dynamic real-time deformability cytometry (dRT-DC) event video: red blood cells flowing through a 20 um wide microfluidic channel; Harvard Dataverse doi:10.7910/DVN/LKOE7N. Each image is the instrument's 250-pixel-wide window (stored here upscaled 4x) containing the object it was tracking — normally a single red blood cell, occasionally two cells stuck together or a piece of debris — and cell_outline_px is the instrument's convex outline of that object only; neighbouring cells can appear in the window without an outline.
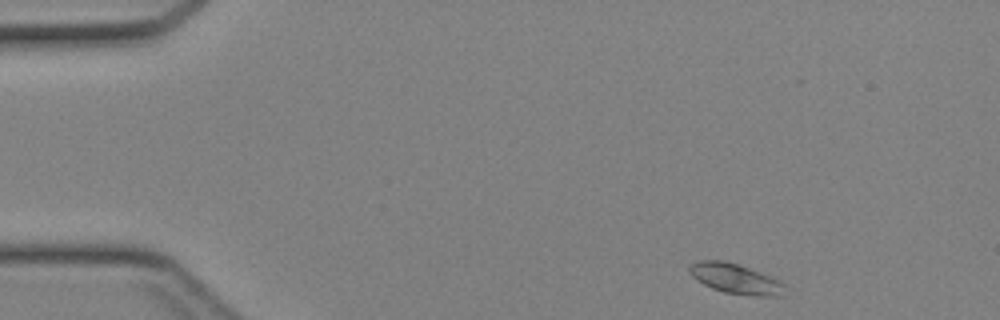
{"species": "Egyptian fruit bat (a non-hibernating species)", "species_latin": "Rousettus aegyptiacus", "temperature_condition": "cold", "stored_images_in_passage": 40, "camera_frame_rate_fps": 3000, "um_per_image_px": 0.085, "animal": {"sex": "female"}, "frame": {"image": 1, "passage_image": 1, "time_ms": 0.0, "image_size_px": [1000, 320], "cell_outline_px": [[788, 296], [752, 296], [724, 292], [712, 288], [696, 280], [688, 272], [688, 268], [692, 264], [700, 260], [724, 260], [740, 264], [772, 276], [788, 284]], "centroid_in_image_um": [62.64, 23.7], "position_along_channel_um": 22.4, "area_um2": 17.4}}
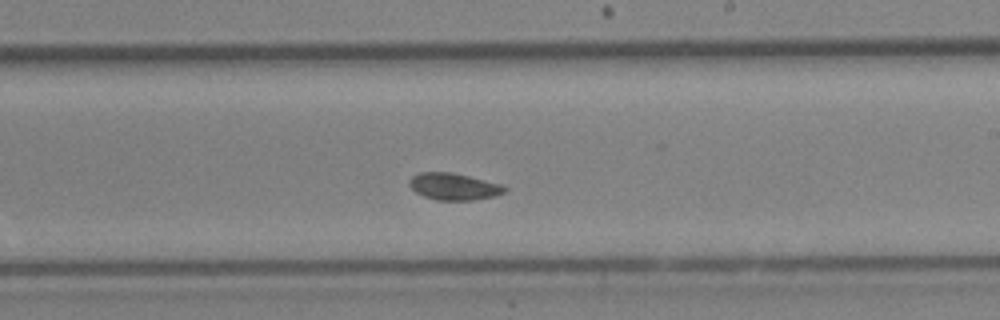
{"frame": {"image": 2, "passage_image": 22, "time_ms": 7.0, "image_size_px": [1000, 320], "cell_outline_px": [[508, 188], [504, 192], [496, 196], [472, 200], [436, 200], [424, 196], [416, 192], [408, 184], [408, 180], [412, 176], [420, 172], [452, 172], [500, 184]], "centroid_in_image_um": [38.55, 15.85], "position_along_channel_um": 250.4, "area_um2": 14.85}}
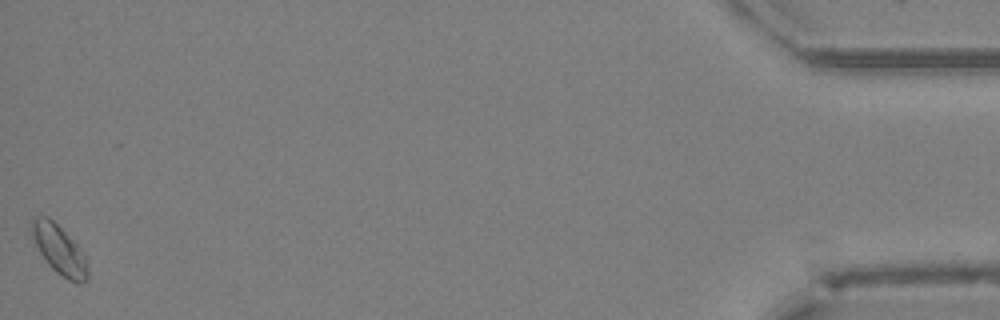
{"frame": {"image": 3, "passage_image": 40, "time_ms": 13.0, "image_size_px": [1000, 320], "cell_outline_px": [[88, 280], [80, 284], [68, 280], [56, 272], [48, 264], [40, 252], [28, 232], [28, 228], [32, 216], [48, 216], [84, 252], [88, 272]], "centroid_in_image_um": [4.99, 21.2], "position_along_channel_um": 430.2, "area_um2": 16.24}}